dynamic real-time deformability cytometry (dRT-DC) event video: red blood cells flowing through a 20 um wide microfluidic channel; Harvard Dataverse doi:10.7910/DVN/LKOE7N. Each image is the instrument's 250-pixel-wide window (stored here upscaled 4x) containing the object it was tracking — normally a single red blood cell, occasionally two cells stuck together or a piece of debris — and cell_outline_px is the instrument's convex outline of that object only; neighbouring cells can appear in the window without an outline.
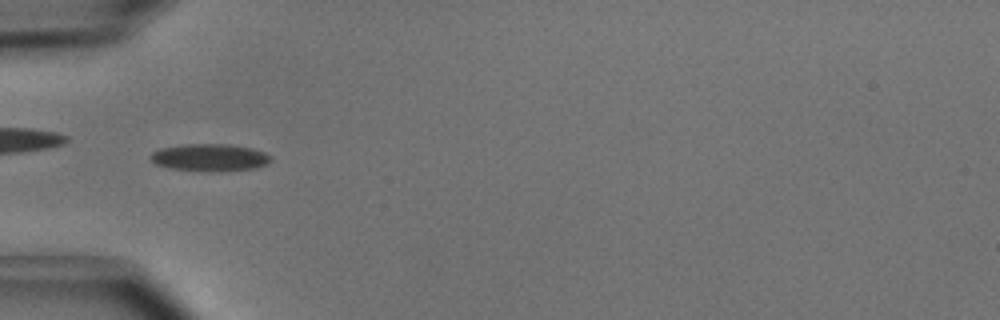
{"species": "common noctule bat (a hibernating species)", "species_latin": "Nyctalus noctula", "temperature_condition": "cold", "stored_images_in_passage": 50, "camera_frame_rate_fps": 3000, "um_per_image_px": 0.085, "animal": {"sex": "male", "body_mass_g": 15.6}, "frame": {"image": 1, "passage_image": 16, "time_ms": 5.0, "image_size_px": [1000, 320], "cell_outline_px": [[272, 160], [268, 164], [256, 168], [168, 168], [156, 164], [148, 156], [152, 152], [160, 148], [184, 144], [228, 144], [252, 148], [264, 152]], "centroid_in_image_um": [17.8, 13.32], "position_along_channel_um": 67.2, "area_um2": 17.98}}
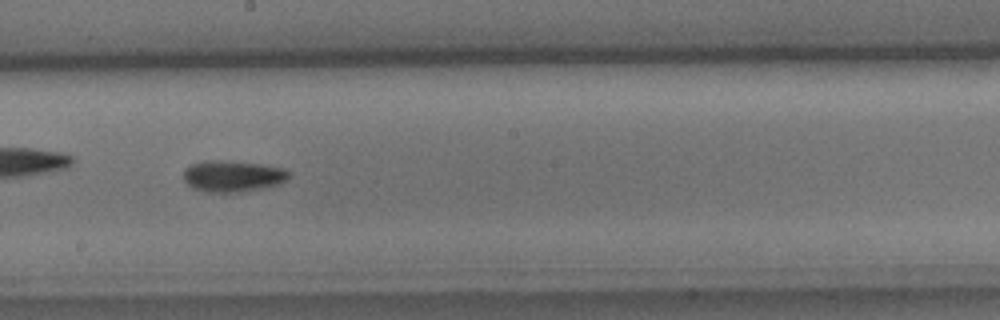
{"frame": {"image": 2, "passage_image": 28, "time_ms": 9.0, "image_size_px": [1000, 320], "cell_outline_px": [[292, 172], [280, 184], [264, 188], [236, 192], [208, 192], [192, 188], [184, 180], [184, 172], [192, 164], [208, 160], [216, 160], [260, 164], [284, 168]], "centroid_in_image_um": [19.81, 14.98], "position_along_channel_um": 228.4, "area_um2": 19.02}}
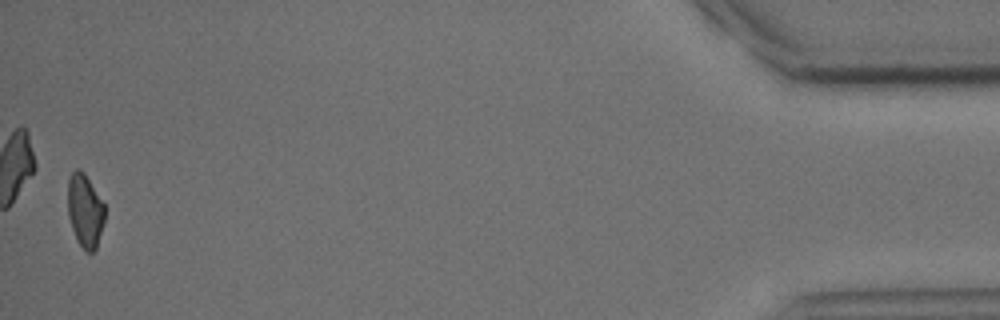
{"frame": {"image": 3, "passage_image": 49, "time_ms": 16.0, "image_size_px": [1000, 320], "cell_outline_px": [[104, 220], [96, 248], [92, 252], [88, 252], [76, 240], [68, 216], [68, 176], [76, 168], [80, 168], [84, 172], [104, 204]], "centroid_in_image_um": [7.2, 17.87], "position_along_channel_um": 428.0, "area_um2": 15.66}, "authors_computed_cell_mechanics": {"area_um2": 17.3689, "velocity_mm_per_s": 4.0439, "shape_relaxation_time_tau1_ms": 3.3354, "shape_relaxation_time_tau2_ms": null, "deformation_change_tau1": 0.1129, "deformation_change_tau2": null}}